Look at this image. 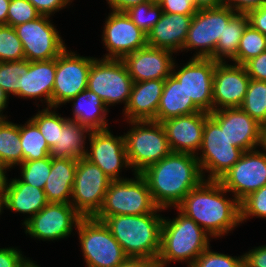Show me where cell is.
I'll list each match as a JSON object with an SVG mask.
<instances>
[{
    "label": "cell",
    "instance_id": "38",
    "mask_svg": "<svg viewBox=\"0 0 266 267\" xmlns=\"http://www.w3.org/2000/svg\"><path fill=\"white\" fill-rule=\"evenodd\" d=\"M51 109H54V111ZM55 110V107H46L41 111L39 110L36 115L30 117L39 128L50 148L58 142L59 128H62L69 120L67 117L58 115Z\"/></svg>",
    "mask_w": 266,
    "mask_h": 267
},
{
    "label": "cell",
    "instance_id": "17",
    "mask_svg": "<svg viewBox=\"0 0 266 267\" xmlns=\"http://www.w3.org/2000/svg\"><path fill=\"white\" fill-rule=\"evenodd\" d=\"M90 149L86 159L96 164L111 180L126 179L120 176L122 168H130L124 135L114 136L111 130L91 131L88 136Z\"/></svg>",
    "mask_w": 266,
    "mask_h": 267
},
{
    "label": "cell",
    "instance_id": "33",
    "mask_svg": "<svg viewBox=\"0 0 266 267\" xmlns=\"http://www.w3.org/2000/svg\"><path fill=\"white\" fill-rule=\"evenodd\" d=\"M20 139L23 161H33L49 156L51 148L31 119L20 125Z\"/></svg>",
    "mask_w": 266,
    "mask_h": 267
},
{
    "label": "cell",
    "instance_id": "29",
    "mask_svg": "<svg viewBox=\"0 0 266 267\" xmlns=\"http://www.w3.org/2000/svg\"><path fill=\"white\" fill-rule=\"evenodd\" d=\"M196 112L201 110L188 98L183 85L172 74L168 76L157 109L156 122Z\"/></svg>",
    "mask_w": 266,
    "mask_h": 267
},
{
    "label": "cell",
    "instance_id": "37",
    "mask_svg": "<svg viewBox=\"0 0 266 267\" xmlns=\"http://www.w3.org/2000/svg\"><path fill=\"white\" fill-rule=\"evenodd\" d=\"M29 61L0 62V86L10 96H16L23 87V73H27Z\"/></svg>",
    "mask_w": 266,
    "mask_h": 267
},
{
    "label": "cell",
    "instance_id": "6",
    "mask_svg": "<svg viewBox=\"0 0 266 267\" xmlns=\"http://www.w3.org/2000/svg\"><path fill=\"white\" fill-rule=\"evenodd\" d=\"M134 175L135 178L110 182L95 219L103 221L113 215H142L152 213L157 208L146 180L141 174Z\"/></svg>",
    "mask_w": 266,
    "mask_h": 267
},
{
    "label": "cell",
    "instance_id": "27",
    "mask_svg": "<svg viewBox=\"0 0 266 267\" xmlns=\"http://www.w3.org/2000/svg\"><path fill=\"white\" fill-rule=\"evenodd\" d=\"M70 101L73 103V118L68 117L70 121L78 122L91 131L109 129L106 120L109 108L96 93L85 89L66 103Z\"/></svg>",
    "mask_w": 266,
    "mask_h": 267
},
{
    "label": "cell",
    "instance_id": "3",
    "mask_svg": "<svg viewBox=\"0 0 266 267\" xmlns=\"http://www.w3.org/2000/svg\"><path fill=\"white\" fill-rule=\"evenodd\" d=\"M156 208L142 215H113L103 222L118 241L127 257L158 258L163 224L162 212Z\"/></svg>",
    "mask_w": 266,
    "mask_h": 267
},
{
    "label": "cell",
    "instance_id": "31",
    "mask_svg": "<svg viewBox=\"0 0 266 267\" xmlns=\"http://www.w3.org/2000/svg\"><path fill=\"white\" fill-rule=\"evenodd\" d=\"M249 24L247 13H236L224 26L223 36L217 42L215 61L226 62V58L233 59L240 44L244 29Z\"/></svg>",
    "mask_w": 266,
    "mask_h": 267
},
{
    "label": "cell",
    "instance_id": "44",
    "mask_svg": "<svg viewBox=\"0 0 266 267\" xmlns=\"http://www.w3.org/2000/svg\"><path fill=\"white\" fill-rule=\"evenodd\" d=\"M164 13L170 14H195L197 8L193 0H158Z\"/></svg>",
    "mask_w": 266,
    "mask_h": 267
},
{
    "label": "cell",
    "instance_id": "53",
    "mask_svg": "<svg viewBox=\"0 0 266 267\" xmlns=\"http://www.w3.org/2000/svg\"><path fill=\"white\" fill-rule=\"evenodd\" d=\"M193 5L197 9L215 8L223 5V0H193Z\"/></svg>",
    "mask_w": 266,
    "mask_h": 267
},
{
    "label": "cell",
    "instance_id": "12",
    "mask_svg": "<svg viewBox=\"0 0 266 267\" xmlns=\"http://www.w3.org/2000/svg\"><path fill=\"white\" fill-rule=\"evenodd\" d=\"M49 18L41 15L13 27L22 42L25 59L30 62L55 59L67 48Z\"/></svg>",
    "mask_w": 266,
    "mask_h": 267
},
{
    "label": "cell",
    "instance_id": "11",
    "mask_svg": "<svg viewBox=\"0 0 266 267\" xmlns=\"http://www.w3.org/2000/svg\"><path fill=\"white\" fill-rule=\"evenodd\" d=\"M112 180L85 157L77 161L71 204L82 217H94Z\"/></svg>",
    "mask_w": 266,
    "mask_h": 267
},
{
    "label": "cell",
    "instance_id": "51",
    "mask_svg": "<svg viewBox=\"0 0 266 267\" xmlns=\"http://www.w3.org/2000/svg\"><path fill=\"white\" fill-rule=\"evenodd\" d=\"M157 260L144 257H127L116 267H151Z\"/></svg>",
    "mask_w": 266,
    "mask_h": 267
},
{
    "label": "cell",
    "instance_id": "34",
    "mask_svg": "<svg viewBox=\"0 0 266 267\" xmlns=\"http://www.w3.org/2000/svg\"><path fill=\"white\" fill-rule=\"evenodd\" d=\"M259 124H266V82L250 79L240 107Z\"/></svg>",
    "mask_w": 266,
    "mask_h": 267
},
{
    "label": "cell",
    "instance_id": "14",
    "mask_svg": "<svg viewBox=\"0 0 266 267\" xmlns=\"http://www.w3.org/2000/svg\"><path fill=\"white\" fill-rule=\"evenodd\" d=\"M94 58L79 56L67 48L56 58L52 108L65 105L68 100L87 89L88 75Z\"/></svg>",
    "mask_w": 266,
    "mask_h": 267
},
{
    "label": "cell",
    "instance_id": "16",
    "mask_svg": "<svg viewBox=\"0 0 266 267\" xmlns=\"http://www.w3.org/2000/svg\"><path fill=\"white\" fill-rule=\"evenodd\" d=\"M217 62L212 58H190L179 69L175 68V62L172 68V75L183 85L188 98L206 113L213 111L212 89Z\"/></svg>",
    "mask_w": 266,
    "mask_h": 267
},
{
    "label": "cell",
    "instance_id": "18",
    "mask_svg": "<svg viewBox=\"0 0 266 267\" xmlns=\"http://www.w3.org/2000/svg\"><path fill=\"white\" fill-rule=\"evenodd\" d=\"M103 27L102 41L108 53L103 58L122 59L147 46V34L125 12L111 11Z\"/></svg>",
    "mask_w": 266,
    "mask_h": 267
},
{
    "label": "cell",
    "instance_id": "41",
    "mask_svg": "<svg viewBox=\"0 0 266 267\" xmlns=\"http://www.w3.org/2000/svg\"><path fill=\"white\" fill-rule=\"evenodd\" d=\"M253 216L266 219V185L249 194L240 202L241 224L249 218H253Z\"/></svg>",
    "mask_w": 266,
    "mask_h": 267
},
{
    "label": "cell",
    "instance_id": "15",
    "mask_svg": "<svg viewBox=\"0 0 266 267\" xmlns=\"http://www.w3.org/2000/svg\"><path fill=\"white\" fill-rule=\"evenodd\" d=\"M239 202L266 185V152L245 151L218 180Z\"/></svg>",
    "mask_w": 266,
    "mask_h": 267
},
{
    "label": "cell",
    "instance_id": "32",
    "mask_svg": "<svg viewBox=\"0 0 266 267\" xmlns=\"http://www.w3.org/2000/svg\"><path fill=\"white\" fill-rule=\"evenodd\" d=\"M20 125L9 120L0 121V159L9 168L23 162Z\"/></svg>",
    "mask_w": 266,
    "mask_h": 267
},
{
    "label": "cell",
    "instance_id": "7",
    "mask_svg": "<svg viewBox=\"0 0 266 267\" xmlns=\"http://www.w3.org/2000/svg\"><path fill=\"white\" fill-rule=\"evenodd\" d=\"M76 230L87 267H116L127 258L103 221L82 217Z\"/></svg>",
    "mask_w": 266,
    "mask_h": 267
},
{
    "label": "cell",
    "instance_id": "57",
    "mask_svg": "<svg viewBox=\"0 0 266 267\" xmlns=\"http://www.w3.org/2000/svg\"><path fill=\"white\" fill-rule=\"evenodd\" d=\"M259 147H262V151L266 152V124L261 127V141Z\"/></svg>",
    "mask_w": 266,
    "mask_h": 267
},
{
    "label": "cell",
    "instance_id": "39",
    "mask_svg": "<svg viewBox=\"0 0 266 267\" xmlns=\"http://www.w3.org/2000/svg\"><path fill=\"white\" fill-rule=\"evenodd\" d=\"M18 166L21 168L20 179L24 183L44 189L51 171L52 157L49 155L46 158L38 160L23 161Z\"/></svg>",
    "mask_w": 266,
    "mask_h": 267
},
{
    "label": "cell",
    "instance_id": "2",
    "mask_svg": "<svg viewBox=\"0 0 266 267\" xmlns=\"http://www.w3.org/2000/svg\"><path fill=\"white\" fill-rule=\"evenodd\" d=\"M146 180L158 208H176L203 180L196 155L171 152L140 173Z\"/></svg>",
    "mask_w": 266,
    "mask_h": 267
},
{
    "label": "cell",
    "instance_id": "22",
    "mask_svg": "<svg viewBox=\"0 0 266 267\" xmlns=\"http://www.w3.org/2000/svg\"><path fill=\"white\" fill-rule=\"evenodd\" d=\"M208 116L209 113L201 111L162 121L171 151L196 155L202 143L203 128Z\"/></svg>",
    "mask_w": 266,
    "mask_h": 267
},
{
    "label": "cell",
    "instance_id": "58",
    "mask_svg": "<svg viewBox=\"0 0 266 267\" xmlns=\"http://www.w3.org/2000/svg\"><path fill=\"white\" fill-rule=\"evenodd\" d=\"M5 208V195H4V187H0V215L2 214L1 212Z\"/></svg>",
    "mask_w": 266,
    "mask_h": 267
},
{
    "label": "cell",
    "instance_id": "59",
    "mask_svg": "<svg viewBox=\"0 0 266 267\" xmlns=\"http://www.w3.org/2000/svg\"><path fill=\"white\" fill-rule=\"evenodd\" d=\"M23 267H40L36 263H34L32 260H28Z\"/></svg>",
    "mask_w": 266,
    "mask_h": 267
},
{
    "label": "cell",
    "instance_id": "47",
    "mask_svg": "<svg viewBox=\"0 0 266 267\" xmlns=\"http://www.w3.org/2000/svg\"><path fill=\"white\" fill-rule=\"evenodd\" d=\"M43 16H50L66 8L72 3V0H28ZM71 2V3H70Z\"/></svg>",
    "mask_w": 266,
    "mask_h": 267
},
{
    "label": "cell",
    "instance_id": "52",
    "mask_svg": "<svg viewBox=\"0 0 266 267\" xmlns=\"http://www.w3.org/2000/svg\"><path fill=\"white\" fill-rule=\"evenodd\" d=\"M112 11L124 12L128 8L148 0H106Z\"/></svg>",
    "mask_w": 266,
    "mask_h": 267
},
{
    "label": "cell",
    "instance_id": "40",
    "mask_svg": "<svg viewBox=\"0 0 266 267\" xmlns=\"http://www.w3.org/2000/svg\"><path fill=\"white\" fill-rule=\"evenodd\" d=\"M24 50L12 26L0 25V62L24 60Z\"/></svg>",
    "mask_w": 266,
    "mask_h": 267
},
{
    "label": "cell",
    "instance_id": "28",
    "mask_svg": "<svg viewBox=\"0 0 266 267\" xmlns=\"http://www.w3.org/2000/svg\"><path fill=\"white\" fill-rule=\"evenodd\" d=\"M78 159L52 158L51 171L44 186L48 202L71 203Z\"/></svg>",
    "mask_w": 266,
    "mask_h": 267
},
{
    "label": "cell",
    "instance_id": "54",
    "mask_svg": "<svg viewBox=\"0 0 266 267\" xmlns=\"http://www.w3.org/2000/svg\"><path fill=\"white\" fill-rule=\"evenodd\" d=\"M9 95L0 86V121L7 119V115H3V110L7 108Z\"/></svg>",
    "mask_w": 266,
    "mask_h": 267
},
{
    "label": "cell",
    "instance_id": "20",
    "mask_svg": "<svg viewBox=\"0 0 266 267\" xmlns=\"http://www.w3.org/2000/svg\"><path fill=\"white\" fill-rule=\"evenodd\" d=\"M173 53L167 49L147 45L125 55L121 60L124 62L133 82L166 79L172 74L175 62Z\"/></svg>",
    "mask_w": 266,
    "mask_h": 267
},
{
    "label": "cell",
    "instance_id": "46",
    "mask_svg": "<svg viewBox=\"0 0 266 267\" xmlns=\"http://www.w3.org/2000/svg\"><path fill=\"white\" fill-rule=\"evenodd\" d=\"M28 260L18 248H0V267H23Z\"/></svg>",
    "mask_w": 266,
    "mask_h": 267
},
{
    "label": "cell",
    "instance_id": "1",
    "mask_svg": "<svg viewBox=\"0 0 266 267\" xmlns=\"http://www.w3.org/2000/svg\"><path fill=\"white\" fill-rule=\"evenodd\" d=\"M227 192L218 180L204 179L176 210L193 219L212 239L222 237L241 224L240 202L234 196L227 198Z\"/></svg>",
    "mask_w": 266,
    "mask_h": 267
},
{
    "label": "cell",
    "instance_id": "50",
    "mask_svg": "<svg viewBox=\"0 0 266 267\" xmlns=\"http://www.w3.org/2000/svg\"><path fill=\"white\" fill-rule=\"evenodd\" d=\"M249 24L266 36V4L247 13Z\"/></svg>",
    "mask_w": 266,
    "mask_h": 267
},
{
    "label": "cell",
    "instance_id": "19",
    "mask_svg": "<svg viewBox=\"0 0 266 267\" xmlns=\"http://www.w3.org/2000/svg\"><path fill=\"white\" fill-rule=\"evenodd\" d=\"M250 77L243 65L217 62L213 79V111L224 108H240Z\"/></svg>",
    "mask_w": 266,
    "mask_h": 267
},
{
    "label": "cell",
    "instance_id": "49",
    "mask_svg": "<svg viewBox=\"0 0 266 267\" xmlns=\"http://www.w3.org/2000/svg\"><path fill=\"white\" fill-rule=\"evenodd\" d=\"M266 4V0H223V5L229 6L237 13H248Z\"/></svg>",
    "mask_w": 266,
    "mask_h": 267
},
{
    "label": "cell",
    "instance_id": "13",
    "mask_svg": "<svg viewBox=\"0 0 266 267\" xmlns=\"http://www.w3.org/2000/svg\"><path fill=\"white\" fill-rule=\"evenodd\" d=\"M81 218L71 203L49 202L23 226L25 234L28 233L31 238L57 241L69 237Z\"/></svg>",
    "mask_w": 266,
    "mask_h": 267
},
{
    "label": "cell",
    "instance_id": "55",
    "mask_svg": "<svg viewBox=\"0 0 266 267\" xmlns=\"http://www.w3.org/2000/svg\"><path fill=\"white\" fill-rule=\"evenodd\" d=\"M10 0H0V25H7V13Z\"/></svg>",
    "mask_w": 266,
    "mask_h": 267
},
{
    "label": "cell",
    "instance_id": "36",
    "mask_svg": "<svg viewBox=\"0 0 266 267\" xmlns=\"http://www.w3.org/2000/svg\"><path fill=\"white\" fill-rule=\"evenodd\" d=\"M124 12L131 21L147 35L163 14L161 6L155 0H148L138 5L131 6Z\"/></svg>",
    "mask_w": 266,
    "mask_h": 267
},
{
    "label": "cell",
    "instance_id": "9",
    "mask_svg": "<svg viewBox=\"0 0 266 267\" xmlns=\"http://www.w3.org/2000/svg\"><path fill=\"white\" fill-rule=\"evenodd\" d=\"M133 80L121 59L94 58L88 75L87 89L96 93L108 107L129 101Z\"/></svg>",
    "mask_w": 266,
    "mask_h": 267
},
{
    "label": "cell",
    "instance_id": "48",
    "mask_svg": "<svg viewBox=\"0 0 266 267\" xmlns=\"http://www.w3.org/2000/svg\"><path fill=\"white\" fill-rule=\"evenodd\" d=\"M244 267H266V245L244 253Z\"/></svg>",
    "mask_w": 266,
    "mask_h": 267
},
{
    "label": "cell",
    "instance_id": "42",
    "mask_svg": "<svg viewBox=\"0 0 266 267\" xmlns=\"http://www.w3.org/2000/svg\"><path fill=\"white\" fill-rule=\"evenodd\" d=\"M210 248L204 250L190 267H244V255L233 257Z\"/></svg>",
    "mask_w": 266,
    "mask_h": 267
},
{
    "label": "cell",
    "instance_id": "45",
    "mask_svg": "<svg viewBox=\"0 0 266 267\" xmlns=\"http://www.w3.org/2000/svg\"><path fill=\"white\" fill-rule=\"evenodd\" d=\"M250 79L266 82V51L243 65Z\"/></svg>",
    "mask_w": 266,
    "mask_h": 267
},
{
    "label": "cell",
    "instance_id": "4",
    "mask_svg": "<svg viewBox=\"0 0 266 267\" xmlns=\"http://www.w3.org/2000/svg\"><path fill=\"white\" fill-rule=\"evenodd\" d=\"M177 217H163L161 245L157 262H186L190 267L197 257L210 246L211 237L193 219L180 211ZM167 218V219H166Z\"/></svg>",
    "mask_w": 266,
    "mask_h": 267
},
{
    "label": "cell",
    "instance_id": "43",
    "mask_svg": "<svg viewBox=\"0 0 266 267\" xmlns=\"http://www.w3.org/2000/svg\"><path fill=\"white\" fill-rule=\"evenodd\" d=\"M41 14L28 0H10L7 25L15 27L40 17Z\"/></svg>",
    "mask_w": 266,
    "mask_h": 267
},
{
    "label": "cell",
    "instance_id": "56",
    "mask_svg": "<svg viewBox=\"0 0 266 267\" xmlns=\"http://www.w3.org/2000/svg\"><path fill=\"white\" fill-rule=\"evenodd\" d=\"M9 168L7 167V165L0 159V187H4L7 183V181H9L6 177V173Z\"/></svg>",
    "mask_w": 266,
    "mask_h": 267
},
{
    "label": "cell",
    "instance_id": "23",
    "mask_svg": "<svg viewBox=\"0 0 266 267\" xmlns=\"http://www.w3.org/2000/svg\"><path fill=\"white\" fill-rule=\"evenodd\" d=\"M194 14L164 13L147 35L148 46L183 52Z\"/></svg>",
    "mask_w": 266,
    "mask_h": 267
},
{
    "label": "cell",
    "instance_id": "10",
    "mask_svg": "<svg viewBox=\"0 0 266 267\" xmlns=\"http://www.w3.org/2000/svg\"><path fill=\"white\" fill-rule=\"evenodd\" d=\"M229 6L197 9L193 15L183 50H196L193 58H212L224 26L236 14ZM190 49V50H189Z\"/></svg>",
    "mask_w": 266,
    "mask_h": 267
},
{
    "label": "cell",
    "instance_id": "30",
    "mask_svg": "<svg viewBox=\"0 0 266 267\" xmlns=\"http://www.w3.org/2000/svg\"><path fill=\"white\" fill-rule=\"evenodd\" d=\"M90 133L89 128L68 120L62 128H59L58 142L50 149L49 155L52 158L80 159L86 157L85 141Z\"/></svg>",
    "mask_w": 266,
    "mask_h": 267
},
{
    "label": "cell",
    "instance_id": "24",
    "mask_svg": "<svg viewBox=\"0 0 266 267\" xmlns=\"http://www.w3.org/2000/svg\"><path fill=\"white\" fill-rule=\"evenodd\" d=\"M165 79L134 82L129 101L123 109L127 121H156L157 109L163 93Z\"/></svg>",
    "mask_w": 266,
    "mask_h": 267
},
{
    "label": "cell",
    "instance_id": "35",
    "mask_svg": "<svg viewBox=\"0 0 266 267\" xmlns=\"http://www.w3.org/2000/svg\"><path fill=\"white\" fill-rule=\"evenodd\" d=\"M266 51V36L250 24L246 26L236 56L230 60L235 64L244 65L250 59Z\"/></svg>",
    "mask_w": 266,
    "mask_h": 267
},
{
    "label": "cell",
    "instance_id": "5",
    "mask_svg": "<svg viewBox=\"0 0 266 267\" xmlns=\"http://www.w3.org/2000/svg\"><path fill=\"white\" fill-rule=\"evenodd\" d=\"M127 123L131 129L124 133V139L133 174H140L172 152L161 122L144 120Z\"/></svg>",
    "mask_w": 266,
    "mask_h": 267
},
{
    "label": "cell",
    "instance_id": "8",
    "mask_svg": "<svg viewBox=\"0 0 266 267\" xmlns=\"http://www.w3.org/2000/svg\"><path fill=\"white\" fill-rule=\"evenodd\" d=\"M199 151L196 157L205 180L206 171L209 173L207 180H219L244 153L242 149L231 144L224 128H220L210 115L205 119Z\"/></svg>",
    "mask_w": 266,
    "mask_h": 267
},
{
    "label": "cell",
    "instance_id": "26",
    "mask_svg": "<svg viewBox=\"0 0 266 267\" xmlns=\"http://www.w3.org/2000/svg\"><path fill=\"white\" fill-rule=\"evenodd\" d=\"M4 186L5 209L28 214L22 224L42 210L49 202L43 189L24 183L20 178H12Z\"/></svg>",
    "mask_w": 266,
    "mask_h": 267
},
{
    "label": "cell",
    "instance_id": "25",
    "mask_svg": "<svg viewBox=\"0 0 266 267\" xmlns=\"http://www.w3.org/2000/svg\"><path fill=\"white\" fill-rule=\"evenodd\" d=\"M56 72V58L51 60L29 61L27 73H23V87L16 95L19 98L40 99L52 108V92Z\"/></svg>",
    "mask_w": 266,
    "mask_h": 267
},
{
    "label": "cell",
    "instance_id": "60",
    "mask_svg": "<svg viewBox=\"0 0 266 267\" xmlns=\"http://www.w3.org/2000/svg\"><path fill=\"white\" fill-rule=\"evenodd\" d=\"M151 267H166V265L161 264V263L156 261Z\"/></svg>",
    "mask_w": 266,
    "mask_h": 267
},
{
    "label": "cell",
    "instance_id": "21",
    "mask_svg": "<svg viewBox=\"0 0 266 267\" xmlns=\"http://www.w3.org/2000/svg\"><path fill=\"white\" fill-rule=\"evenodd\" d=\"M209 115L220 128H224L232 145L244 152L255 150L260 146L262 125L241 108H224L212 111Z\"/></svg>",
    "mask_w": 266,
    "mask_h": 267
}]
</instances>
